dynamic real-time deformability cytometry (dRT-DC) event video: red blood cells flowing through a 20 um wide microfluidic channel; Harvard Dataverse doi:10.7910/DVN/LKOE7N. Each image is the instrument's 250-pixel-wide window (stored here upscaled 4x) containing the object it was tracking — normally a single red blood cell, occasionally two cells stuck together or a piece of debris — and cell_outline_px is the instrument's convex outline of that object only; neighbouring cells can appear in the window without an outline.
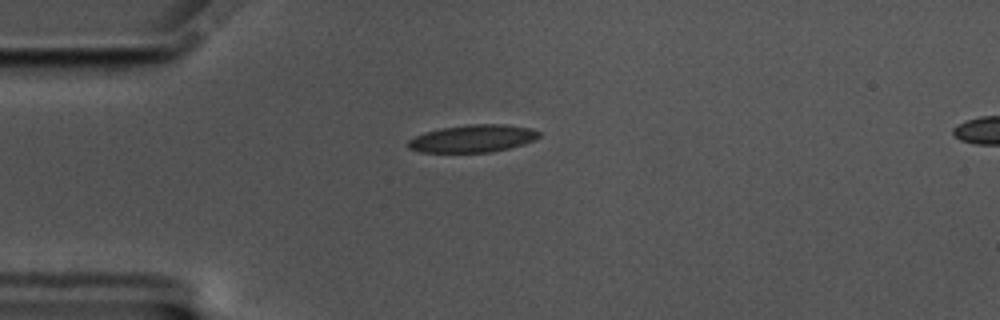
{"species": "common noctule bat (a hibernating species)", "species_latin": "Nyctalus noctula", "temperature_condition": "cold", "stored_images_in_passage": 44, "camera_frame_rate_fps": 3000, "um_per_image_px": 0.085, "animal": {"sex": "male", "body_mass_g": 17.5, "forearm_length_mm": 52.3}, "frame": {"image": 1, "passage_image": 1, "time_ms": 0.0, "image_size_px": [1000, 320], "cell_outline_px": [[540, 136], [524, 144], [492, 152], [420, 152], [408, 148], [408, 140], [424, 132], [440, 128], [468, 124], [504, 124], [532, 128], [540, 132]], "centroid_in_image_um": [40.18, 11.77], "position_along_channel_um": 44.8, "area_um2": 20.98}}
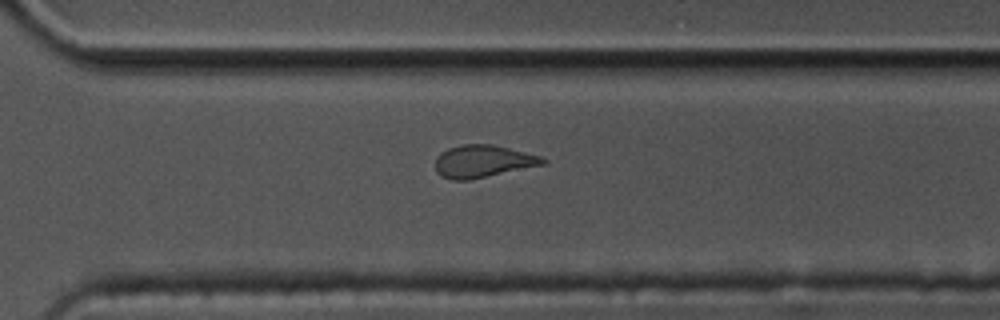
{"frame": {"image": 2, "passage_image": 27, "time_ms": 8.667, "image_size_px": [1000, 320], "cell_outline_px": [[548, 160], [544, 164], [468, 180], [452, 180], [440, 176], [436, 172], [436, 156], [440, 152], [448, 148], [460, 144], [492, 144], [540, 156]], "centroid_in_image_um": [40.99, 13.7], "position_along_channel_um": 329.6, "area_um2": 20.17}}
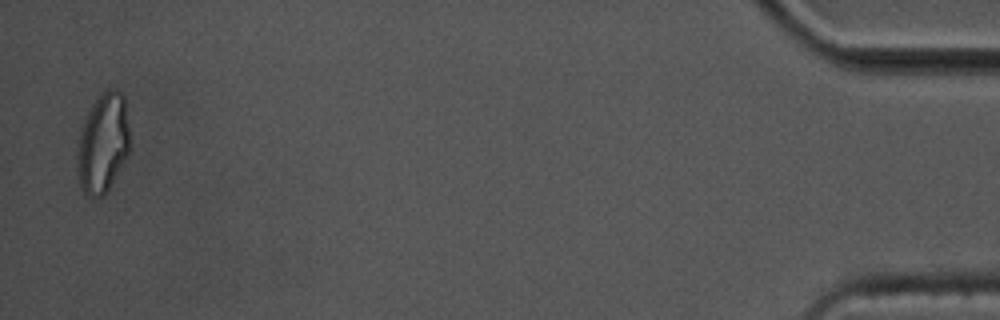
{"frame": {"image": 3, "passage_image": 43, "time_ms": 14.0, "image_size_px": [1000, 320], "cell_outline_px": [[128, 152], [104, 196], [88, 196], [84, 192], [80, 184], [80, 132], [84, 120], [88, 112], [96, 100], [104, 92], [120, 92], [124, 96], [128, 124]], "centroid_in_image_um": [8.78, 12.17], "position_along_channel_um": 426.4, "area_um2": 28.67}, "authors_computed_cell_mechanics": {"area_um2": 20.9814, "velocity_mm_per_s": 3.4893, "shape_relaxation_time_tau1_ms": null, "shape_relaxation_time_tau2_ms": 1.9567, "deformation_change_tau1": null, "deformation_change_tau2": 0.0978}}